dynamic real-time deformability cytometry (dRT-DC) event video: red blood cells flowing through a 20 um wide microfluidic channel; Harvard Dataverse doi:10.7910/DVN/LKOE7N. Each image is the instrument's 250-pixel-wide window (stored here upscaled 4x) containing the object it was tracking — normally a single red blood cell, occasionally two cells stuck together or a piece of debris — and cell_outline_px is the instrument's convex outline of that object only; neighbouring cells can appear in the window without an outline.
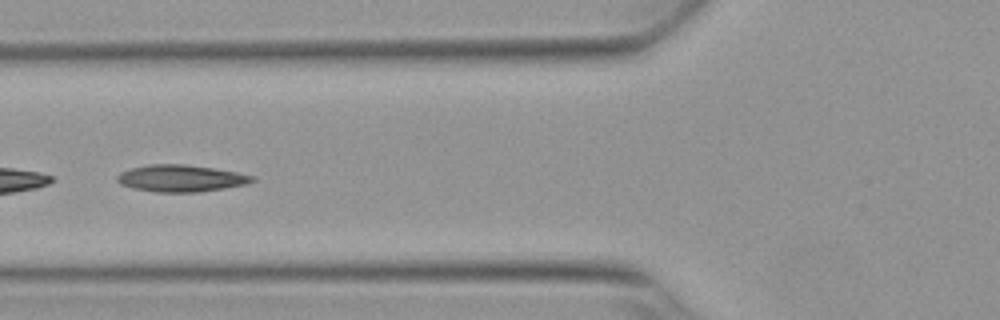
{"species": "Egyptian fruit bat (a non-hibernating species)", "species_latin": "Rousettus aegyptiacus", "temperature_condition": "warm", "stored_images_in_passage": 23, "segment_of_instrument_passage": [2, 2], "camera_frame_rate_fps": 3000, "um_per_image_px": 0.085, "animal": {"sex": "female"}, "frame": {"image": 1, "passage_image": 21, "time_ms": 6.667, "image_size_px": [1000, 320], "cell_outline_px": [[256, 180], [248, 184], [200, 192], [156, 192], [132, 188], [120, 184], [116, 180], [116, 176], [120, 172], [132, 168], [148, 164], [184, 164], [216, 168], [256, 176]], "centroid_in_image_um": [15.39, 15.15], "position_along_channel_um": 110.4, "area_um2": 21.39}}